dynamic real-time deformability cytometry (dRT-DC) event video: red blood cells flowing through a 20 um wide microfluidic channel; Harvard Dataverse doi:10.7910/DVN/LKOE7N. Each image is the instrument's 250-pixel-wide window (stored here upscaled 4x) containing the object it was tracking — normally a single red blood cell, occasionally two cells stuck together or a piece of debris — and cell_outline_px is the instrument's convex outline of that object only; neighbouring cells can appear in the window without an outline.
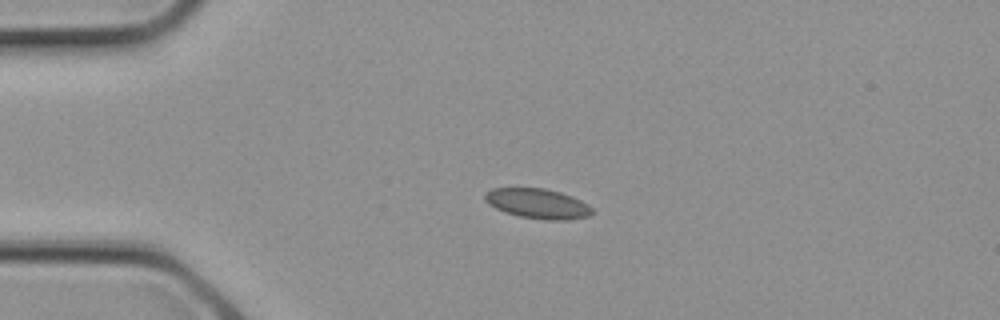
{"species": "common noctule bat (a hibernating species)", "species_latin": "Nyctalus noctula", "temperature_condition": "cold", "stored_images_in_passage": 2, "camera_frame_rate_fps": 3000, "um_per_image_px": 0.085, "animal": {"sex": "female", "body_mass_g": 21.9}, "frame": {"image": 1, "passage_image": 1, "time_ms": 0.0, "image_size_px": [1000, 320], "cell_outline_px": [[592, 212], [588, 216], [568, 220], [544, 220], [520, 216], [504, 212], [488, 204], [484, 200], [484, 196], [492, 188], [544, 188], [560, 192], [572, 196], [588, 204], [592, 208]], "centroid_in_image_um": [45.7, 17.31], "position_along_channel_um": 39.3, "area_um2": 18.67}}
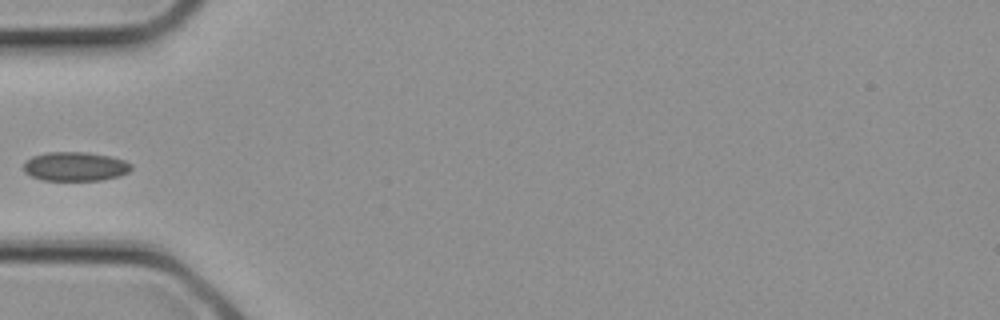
{"frame": {"image": 2, "passage_image": 2, "time_ms": 0.333, "image_size_px": [1000, 320], "cell_outline_px": [[132, 168], [128, 172], [120, 176], [100, 180], [44, 180], [32, 176], [24, 172], [24, 160], [32, 156], [44, 152], [88, 152], [112, 156], [124, 160], [132, 164]], "centroid_in_image_um": [6.39, 14.13], "position_along_channel_um": 78.6, "area_um2": 18.44}}